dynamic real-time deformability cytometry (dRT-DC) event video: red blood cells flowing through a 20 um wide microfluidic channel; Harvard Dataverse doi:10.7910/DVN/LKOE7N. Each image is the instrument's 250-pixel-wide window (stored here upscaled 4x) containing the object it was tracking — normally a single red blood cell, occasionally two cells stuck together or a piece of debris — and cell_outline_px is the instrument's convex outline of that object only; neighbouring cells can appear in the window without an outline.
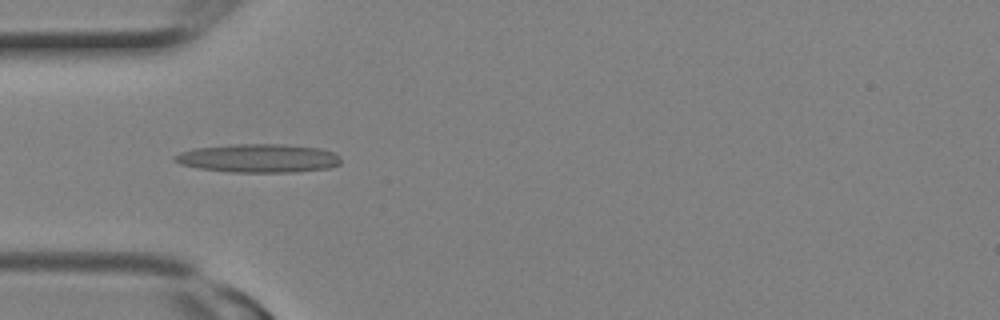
{"species": "Egyptian fruit bat (a non-hibernating species)", "species_latin": "Rousettus aegyptiacus", "temperature_condition": "room temperature", "stored_images_in_passage": 7, "camera_frame_rate_fps": 3000, "um_per_image_px": 0.085, "animal": {"sex": "female"}, "frame": {"image": 1, "passage_image": 1, "time_ms": 0.0, "image_size_px": [1000, 320], "cell_outline_px": [[340, 164], [328, 168], [296, 172], [232, 172], [200, 168], [180, 164], [172, 160], [172, 156], [180, 152], [192, 148], [236, 144], [284, 144], [320, 148], [332, 152], [340, 156]], "centroid_in_image_um": [21.95, 13.44], "position_along_channel_um": 63.1, "area_um2": 27.74}}
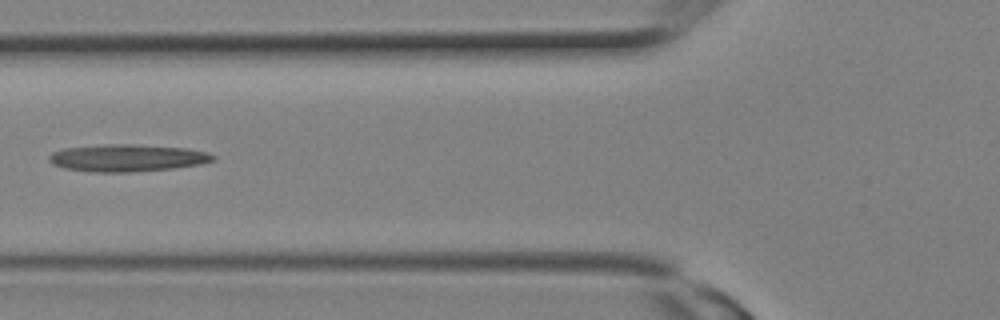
{"frame": {"image": 2, "passage_image": 3, "time_ms": 0.667, "image_size_px": [1000, 320], "cell_outline_px": [[216, 160], [200, 164], [172, 168], [128, 172], [88, 172], [64, 168], [52, 164], [48, 160], [48, 156], [52, 152], [64, 148], [104, 144], [136, 144], [188, 148], [208, 152], [216, 156]], "centroid_in_image_um": [10.81, 13.42], "position_along_channel_um": 115.0, "area_um2": 26.24}}
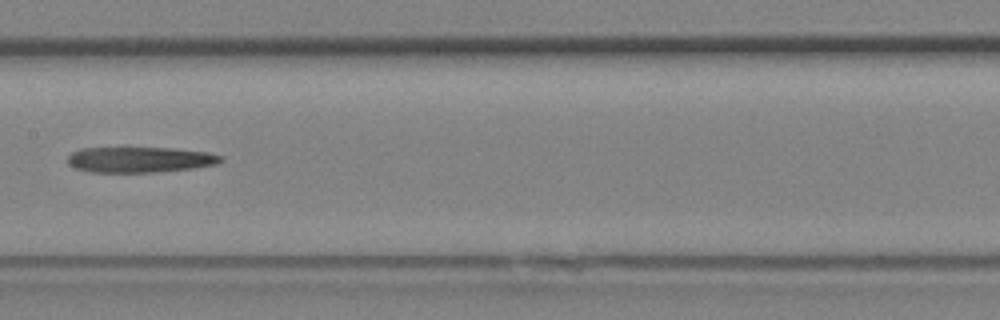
{"frame": {"image": 3, "passage_image": 6, "time_ms": 1.667, "image_size_px": [1000, 320], "cell_outline_px": [[224, 160], [220, 164], [192, 168], [160, 172], [88, 172], [76, 168], [68, 164], [68, 156], [72, 152], [80, 148], [172, 148], [208, 152], [224, 156]], "centroid_in_image_um": [11.93, 13.57], "position_along_channel_um": 195.5, "area_um2": 23.06}}